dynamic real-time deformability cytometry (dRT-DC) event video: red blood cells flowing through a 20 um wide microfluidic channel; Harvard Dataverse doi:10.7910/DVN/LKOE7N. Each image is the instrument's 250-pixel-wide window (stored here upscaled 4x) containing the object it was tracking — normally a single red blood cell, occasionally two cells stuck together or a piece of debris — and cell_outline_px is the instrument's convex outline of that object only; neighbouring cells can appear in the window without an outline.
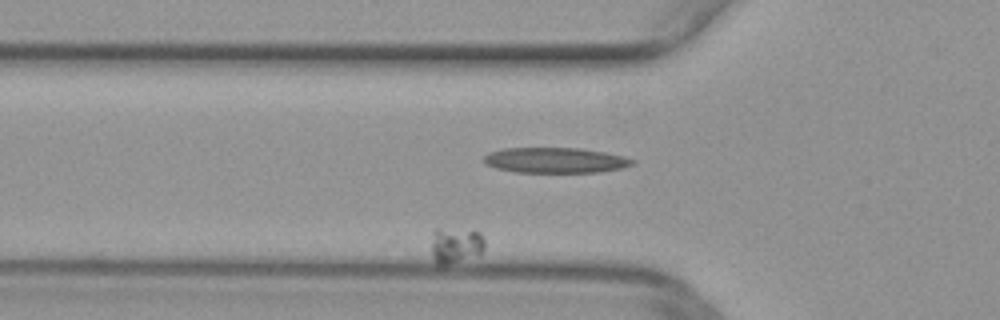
{"species": "common noctule bat (a hibernating species)", "species_latin": "Nyctalus noctula", "temperature_condition": "warm", "stored_images_in_passage": 36, "camera_frame_rate_fps": 3000, "um_per_image_px": 0.085, "animal": {"sex": "female", "body_mass_g": 29.2, "forearm_length_mm": 56.3}, "frame": {"image": 1, "passage_image": 2, "time_ms": 0.333, "image_size_px": [1000, 320], "cell_outline_px": [[484, 252], [480, 256], [444, 268], [436, 264], [432, 256], [432, 232], [436, 228], [480, 232], [484, 240]], "centroid_in_image_um": [38.74, 20.94], "position_along_channel_um": 87.1, "area_um2": 11.79}}
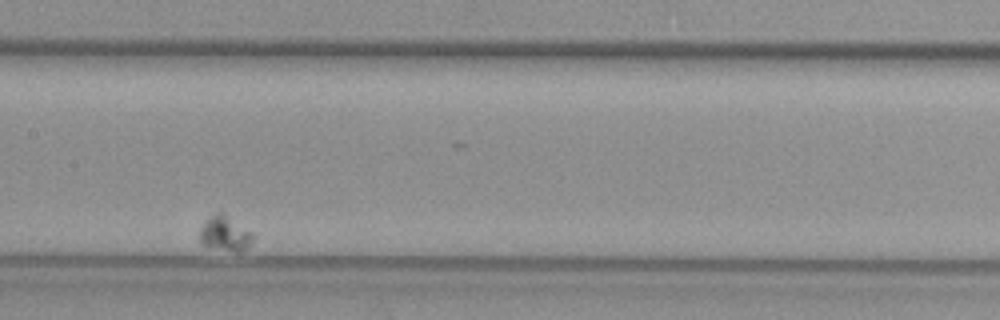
{"frame": {"image": 2, "passage_image": 15, "time_ms": 4.667, "image_size_px": [1000, 320], "cell_outline_px": [[256, 236], [252, 244], [248, 248], [240, 252], [236, 252], [200, 244], [200, 228], [220, 208], [252, 232]], "centroid_in_image_um": [19.2, 19.83], "position_along_channel_um": 188.2, "area_um2": 11.16}}
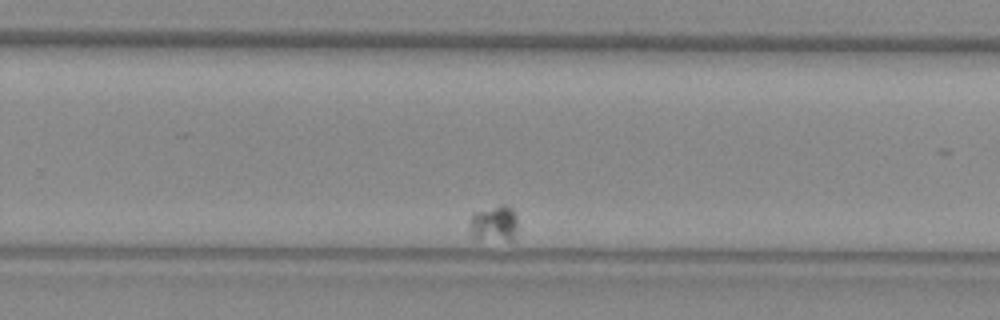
{"frame": {"image": 3, "passage_image": 26, "time_ms": 8.333, "image_size_px": [1000, 320], "cell_outline_px": [[516, 232], [512, 240], [476, 240], [472, 236], [468, 228], [468, 224], [472, 212], [500, 204], [504, 204], [512, 208], [516, 216]], "centroid_in_image_um": [41.93, 19.0], "position_along_channel_um": 287.9, "area_um2": 10.52}}